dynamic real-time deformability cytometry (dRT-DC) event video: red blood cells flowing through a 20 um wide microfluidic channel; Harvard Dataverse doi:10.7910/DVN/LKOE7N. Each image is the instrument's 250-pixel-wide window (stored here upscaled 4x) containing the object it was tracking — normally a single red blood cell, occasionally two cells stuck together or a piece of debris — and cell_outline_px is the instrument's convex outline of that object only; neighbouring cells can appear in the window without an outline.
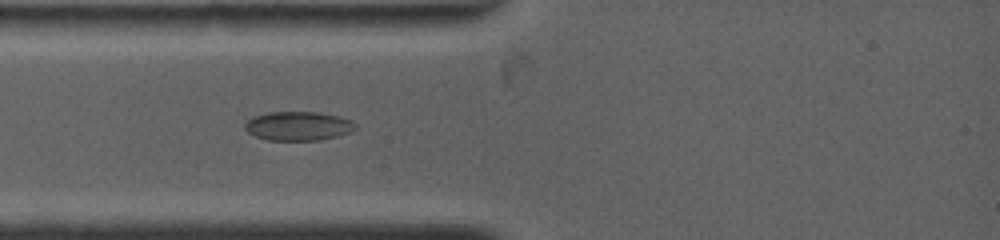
{"species": "common noctule bat (a hibernating species)", "species_latin": "Nyctalus noctula", "temperature_condition": "warm", "stored_images_in_passage": 46, "camera_frame_rate_fps": 4500, "um_per_image_px": 0.085, "animal": {"sex": "female", "body_mass_g": 19.0, "forearm_length_mm": 53.3}, "frame": {"image": 1, "passage_image": 6, "time_ms": 2.222, "image_size_px": [1000, 240], "cell_outline_px": [[356, 128], [348, 132], [336, 136], [320, 140], [268, 140], [256, 136], [248, 132], [244, 128], [244, 124], [252, 116], [268, 112], [316, 112], [340, 116], [352, 120], [356, 124]], "centroid_in_image_um": [25.33, 10.7], "position_along_channel_um": 59.7, "area_um2": 18.67}}
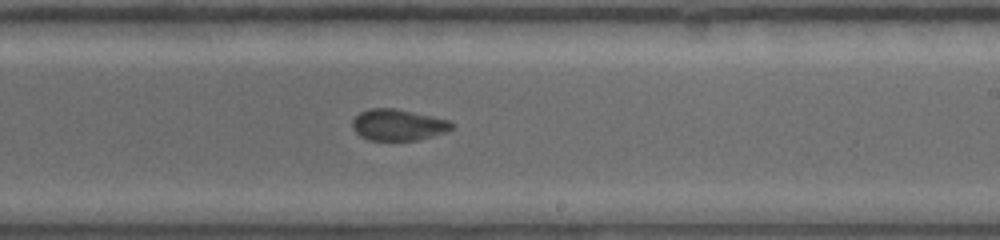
{"frame": {"image": 2, "passage_image": 22, "time_ms": 7.333, "image_size_px": [1000, 240], "cell_outline_px": [[456, 124], [448, 132], [416, 140], [368, 140], [360, 136], [352, 128], [352, 120], [360, 112], [372, 108], [396, 108], [432, 116], [448, 120]], "centroid_in_image_um": [33.85, 10.61], "position_along_channel_um": 255.2, "area_um2": 18.21}}
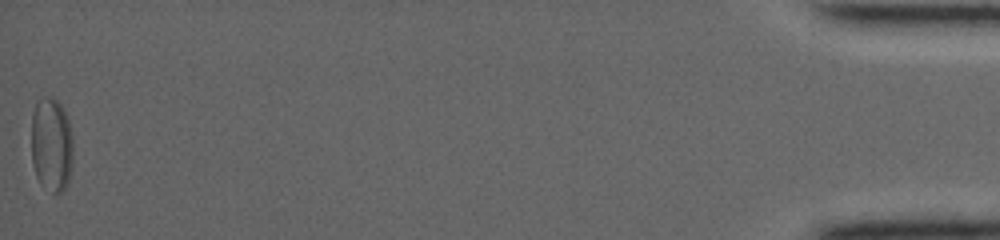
{"frame": {"image": 3, "passage_image": 46, "time_ms": 16.222, "image_size_px": [1000, 240], "cell_outline_px": [[72, 160], [68, 180], [64, 188], [60, 192], [52, 192], [40, 184], [36, 176], [32, 160], [32, 116], [36, 100], [44, 96], [52, 96], [60, 104], [68, 120], [72, 136]], "centroid_in_image_um": [4.36, 12.26], "position_along_channel_um": 430.8, "area_um2": 22.89}}